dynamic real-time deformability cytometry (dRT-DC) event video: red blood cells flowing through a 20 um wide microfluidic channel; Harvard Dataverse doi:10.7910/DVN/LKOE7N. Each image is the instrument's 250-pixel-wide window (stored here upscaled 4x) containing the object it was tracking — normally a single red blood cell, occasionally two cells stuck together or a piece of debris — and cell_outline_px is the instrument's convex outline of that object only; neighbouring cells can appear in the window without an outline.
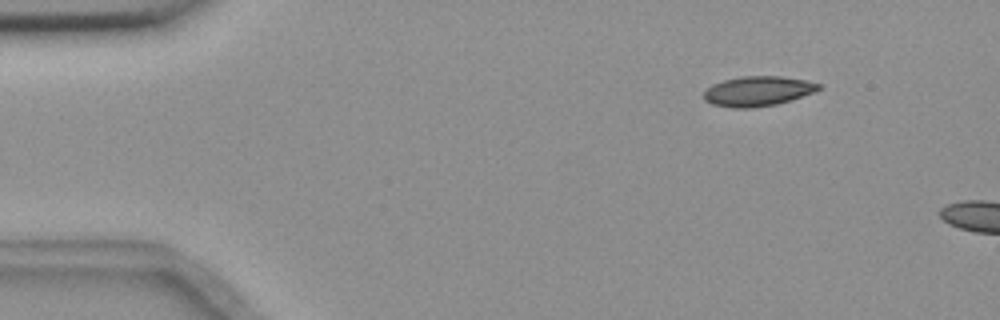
{"species": "common noctule bat (a hibernating species)", "species_latin": "Nyctalus noctula", "temperature_condition": "room temperature", "stored_images_in_passage": 8, "camera_frame_rate_fps": 3000, "um_per_image_px": 0.085, "animal": {"sex": "female", "body_mass_g": 18.4}, "frame": {"image": 1, "passage_image": 1, "time_ms": 0.0, "image_size_px": [1000, 320], "cell_outline_px": [[820, 88], [816, 92], [776, 104], [752, 108], [732, 108], [712, 104], [704, 100], [704, 92], [712, 84], [724, 80], [744, 76], [780, 76], [804, 80], [820, 84]], "centroid_in_image_um": [64.4, 7.75], "position_along_channel_um": 20.6, "area_um2": 19.88}}